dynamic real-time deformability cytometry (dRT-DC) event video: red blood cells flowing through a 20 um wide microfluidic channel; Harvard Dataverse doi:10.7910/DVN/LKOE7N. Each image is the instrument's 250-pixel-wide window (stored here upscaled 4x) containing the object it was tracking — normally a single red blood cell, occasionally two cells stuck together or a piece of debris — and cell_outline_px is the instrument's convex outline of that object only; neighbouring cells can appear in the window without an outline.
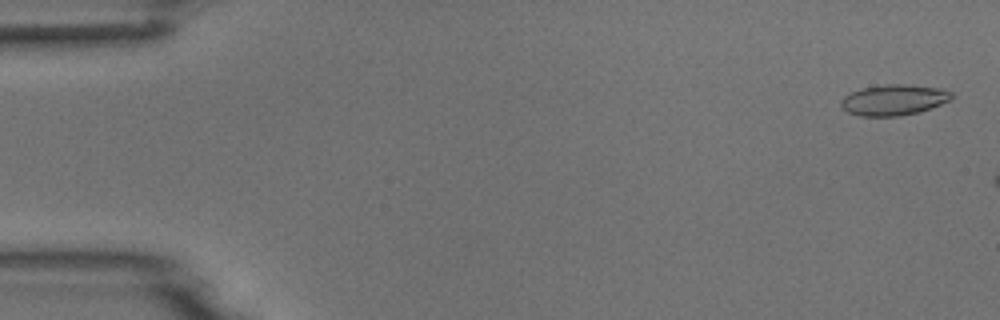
{"species": "common noctule bat (a hibernating species)", "species_latin": "Nyctalus noctula", "temperature_condition": "room temperature", "stored_images_in_passage": 3, "camera_frame_rate_fps": 3000, "um_per_image_px": 0.085, "animal": {"sex": "male", "body_mass_g": 18.8}, "frame": {"image": 1, "passage_image": 1, "time_ms": 0.0, "image_size_px": [1000, 320], "cell_outline_px": [[952, 100], [916, 112], [900, 116], [860, 116], [848, 112], [840, 108], [840, 100], [844, 96], [852, 92], [864, 88], [884, 84], [908, 84], [936, 88], [952, 92]], "centroid_in_image_um": [75.92, 8.49], "position_along_channel_um": 9.1, "area_um2": 19.65}}